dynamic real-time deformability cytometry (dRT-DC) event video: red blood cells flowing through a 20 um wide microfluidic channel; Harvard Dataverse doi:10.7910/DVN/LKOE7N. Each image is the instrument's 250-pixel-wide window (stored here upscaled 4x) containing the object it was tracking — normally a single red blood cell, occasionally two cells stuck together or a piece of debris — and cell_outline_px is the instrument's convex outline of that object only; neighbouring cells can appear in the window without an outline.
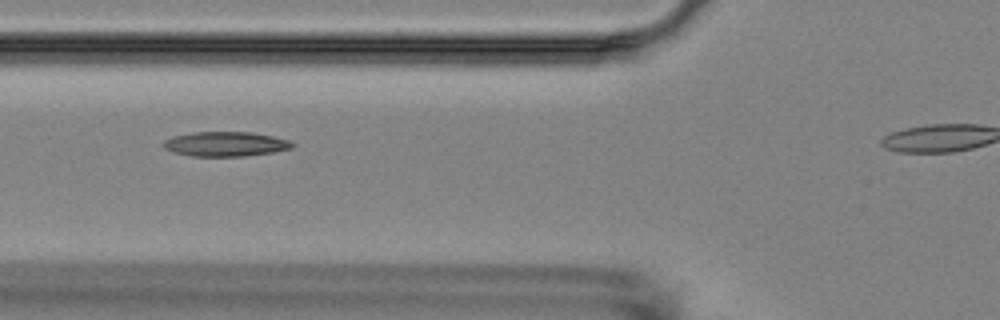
{"species": "Egyptian fruit bat (a non-hibernating species)", "species_latin": "Rousettus aegyptiacus", "temperature_condition": "room temperature", "stored_images_in_passage": 12, "camera_frame_rate_fps": 3000, "um_per_image_px": 0.085, "animal": {"sex": "female"}, "frame": {"image": 1, "passage_image": 4, "time_ms": 3.333, "image_size_px": [1000, 320], "cell_outline_px": [[296, 144], [292, 148], [272, 152], [244, 156], [192, 156], [176, 152], [164, 148], [160, 144], [164, 140], [172, 136], [192, 132], [252, 132], [272, 136], [288, 140]], "centroid_in_image_um": [19.15, 12.23], "position_along_channel_um": 106.7, "area_um2": 18.5}}
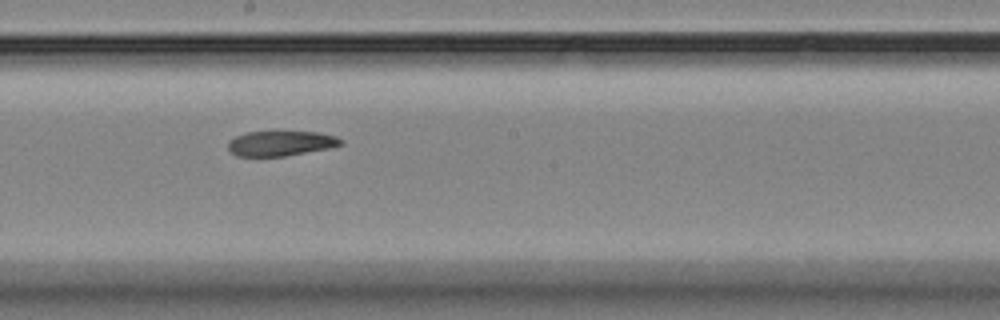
{"frame": {"image": 2, "passage_image": 7, "time_ms": 6.667, "image_size_px": [1000, 320], "cell_outline_px": [[344, 144], [328, 148], [284, 156], [236, 156], [228, 148], [228, 140], [236, 136], [248, 132], [316, 132], [336, 136], [344, 140]], "centroid_in_image_um": [23.87, 12.18], "position_along_channel_um": 224.3, "area_um2": 16.3}}
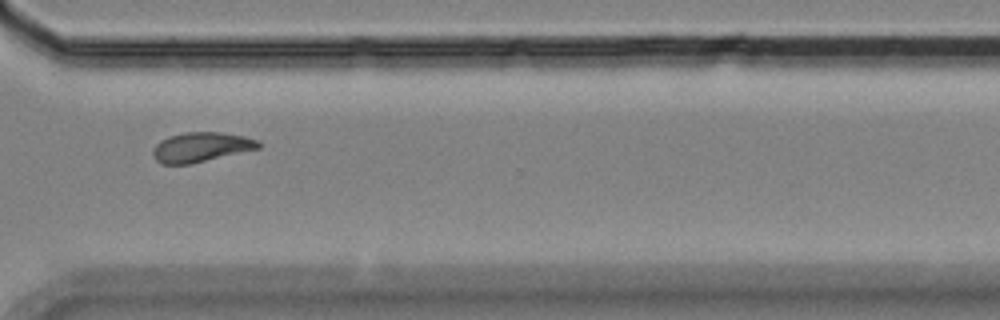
{"frame": {"image": 3, "passage_image": 10, "time_ms": 10.333, "image_size_px": [1000, 320], "cell_outline_px": [[260, 148], [192, 164], [160, 164], [152, 156], [152, 148], [160, 140], [168, 136], [184, 132], [220, 132], [244, 136], [256, 140], [260, 144]], "centroid_in_image_um": [17.03, 12.51], "position_along_channel_um": 353.6, "area_um2": 18.38}}